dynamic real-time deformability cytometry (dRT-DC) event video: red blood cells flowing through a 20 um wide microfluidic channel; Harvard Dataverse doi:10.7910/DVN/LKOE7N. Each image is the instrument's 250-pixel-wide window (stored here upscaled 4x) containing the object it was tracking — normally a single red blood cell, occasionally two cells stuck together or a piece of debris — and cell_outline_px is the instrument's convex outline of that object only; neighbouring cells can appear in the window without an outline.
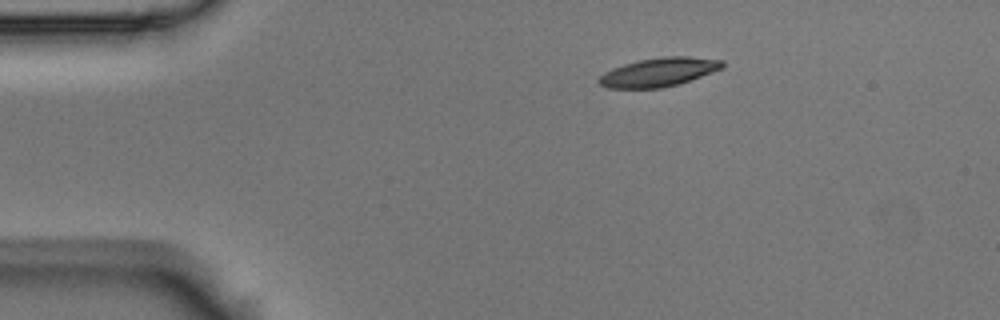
{"species": "Egyptian fruit bat (a non-hibernating species)", "species_latin": "Rousettus aegyptiacus", "temperature_condition": "room temperature", "stored_images_in_passage": 4, "camera_frame_rate_fps": 3000, "um_per_image_px": 0.085, "animal": {"sex": "male"}, "frame": {"image": 1, "passage_image": 1, "time_ms": 0.0, "image_size_px": [1000, 320], "cell_outline_px": [[724, 68], [680, 84], [660, 88], [608, 88], [600, 84], [596, 80], [604, 72], [612, 68], [624, 64], [640, 60], [664, 56], [688, 56], [724, 60]], "centroid_in_image_um": [56.02, 6.13], "position_along_channel_um": 29.0, "area_um2": 20.81}}
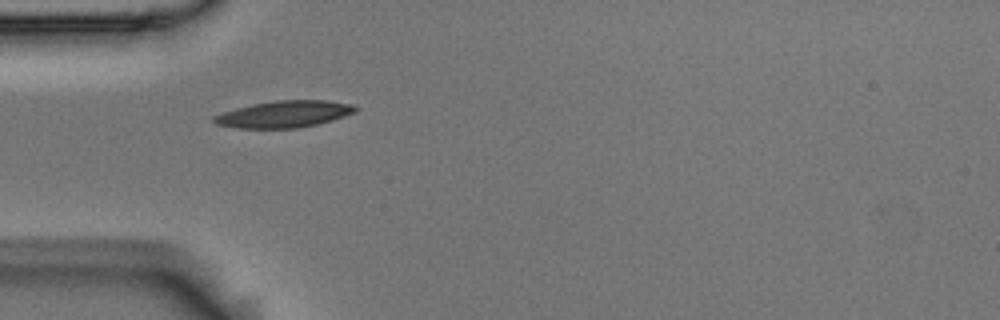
{"frame": {"image": 2, "passage_image": 3, "time_ms": 0.667, "image_size_px": [1000, 320], "cell_outline_px": [[360, 108], [356, 112], [332, 120], [300, 128], [236, 128], [216, 124], [212, 120], [212, 116], [236, 108], [252, 104], [276, 100], [324, 100], [352, 104]], "centroid_in_image_um": [24.16, 9.7], "position_along_channel_um": 60.8, "area_um2": 22.08}}
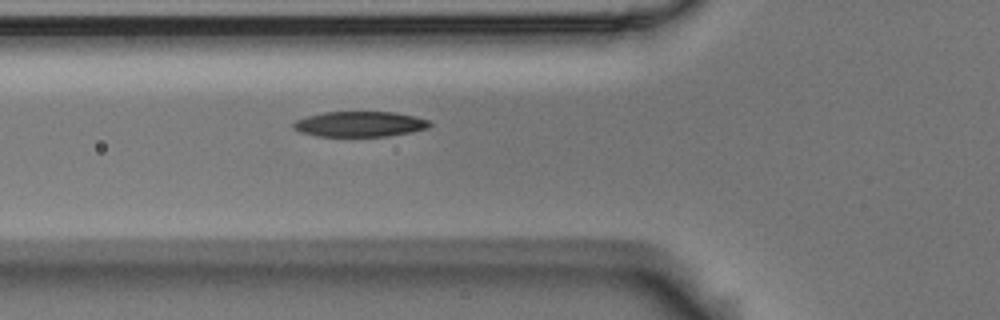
{"frame": {"image": 3, "passage_image": 4, "time_ms": 1.0, "image_size_px": [1000, 320], "cell_outline_px": [[432, 124], [428, 128], [412, 132], [388, 136], [316, 136], [300, 132], [292, 128], [292, 124], [296, 120], [308, 116], [324, 112], [396, 112], [428, 120]], "centroid_in_image_um": [30.57, 10.55], "position_along_channel_um": 95.2, "area_um2": 20.11}}